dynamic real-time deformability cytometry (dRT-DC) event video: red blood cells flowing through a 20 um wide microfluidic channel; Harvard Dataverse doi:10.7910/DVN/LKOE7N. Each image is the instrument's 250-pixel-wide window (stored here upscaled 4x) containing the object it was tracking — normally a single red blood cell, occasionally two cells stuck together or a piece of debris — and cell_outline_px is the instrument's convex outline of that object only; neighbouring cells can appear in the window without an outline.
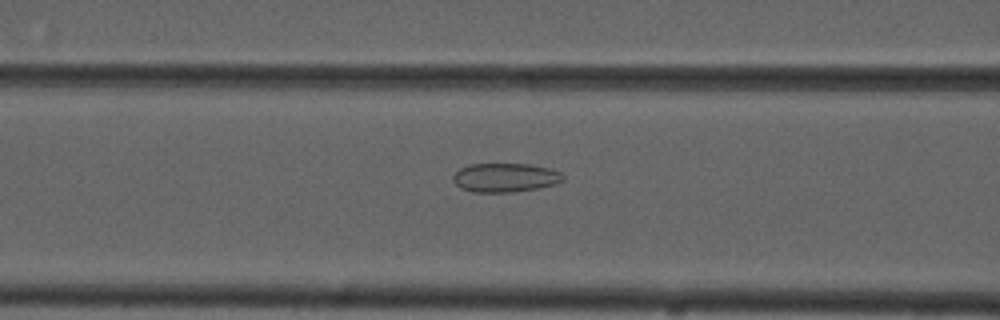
{"species": "common noctule bat (a hibernating species)", "species_latin": "Nyctalus noctula", "temperature_condition": "cold", "stored_images_in_passage": 44, "camera_frame_rate_fps": 3000, "um_per_image_px": 0.085, "animal": {"sex": "male", "forearm_length_mm": 52.5}, "frame": {"image": 1, "passage_image": 11, "time_ms": 3.333, "image_size_px": [1000, 320], "cell_outline_px": [[564, 180], [556, 184], [540, 188], [512, 192], [472, 192], [460, 188], [452, 180], [452, 176], [460, 168], [472, 164], [532, 164], [548, 168], [560, 172], [564, 176]], "centroid_in_image_um": [42.94, 15.1], "position_along_channel_um": 123.7, "area_um2": 18.67}}
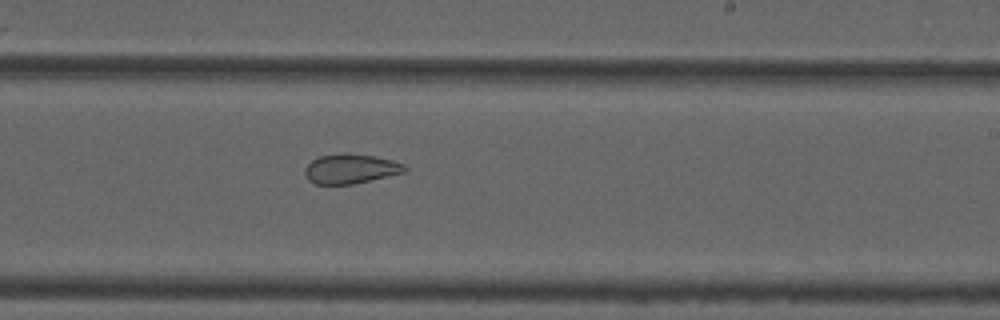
{"frame": {"image": 2, "passage_image": 22, "time_ms": 7.0, "image_size_px": [1000, 320], "cell_outline_px": [[408, 168], [404, 172], [352, 184], [316, 184], [308, 180], [304, 172], [304, 168], [312, 160], [320, 156], [344, 152], [376, 156], [392, 160], [404, 164]], "centroid_in_image_um": [29.78, 14.33], "position_along_channel_um": 259.2, "area_um2": 17.22}}
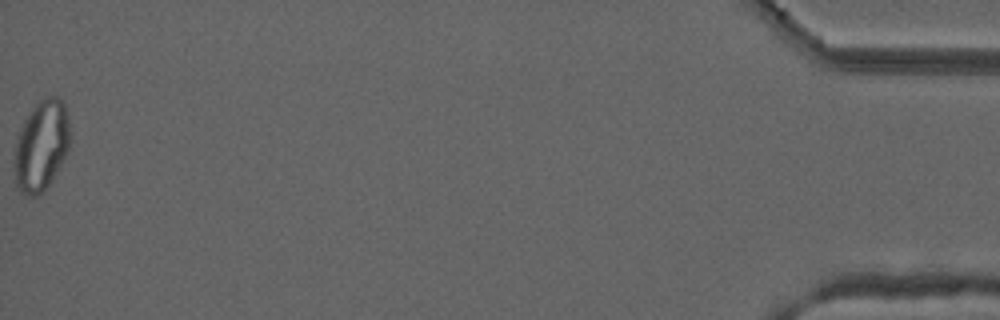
{"frame": {"image": 3, "passage_image": 44, "time_ms": 14.333, "image_size_px": [1000, 320], "cell_outline_px": [[68, 152], [44, 192], [36, 196], [28, 196], [20, 192], [16, 188], [16, 144], [24, 120], [36, 104], [44, 96], [56, 96], [64, 100], [68, 116]], "centroid_in_image_um": [3.54, 12.37], "position_along_channel_um": 431.7, "area_um2": 28.84}, "authors_computed_cell_mechanics": {"area_um2": 20.9525, "velocity_mm_per_s": 3.7048, "shape_relaxation_time_tau1_ms": null, "shape_relaxation_time_tau2_ms": 2.0024, "deformation_change_tau1": null, "deformation_change_tau2": 0.0746}}